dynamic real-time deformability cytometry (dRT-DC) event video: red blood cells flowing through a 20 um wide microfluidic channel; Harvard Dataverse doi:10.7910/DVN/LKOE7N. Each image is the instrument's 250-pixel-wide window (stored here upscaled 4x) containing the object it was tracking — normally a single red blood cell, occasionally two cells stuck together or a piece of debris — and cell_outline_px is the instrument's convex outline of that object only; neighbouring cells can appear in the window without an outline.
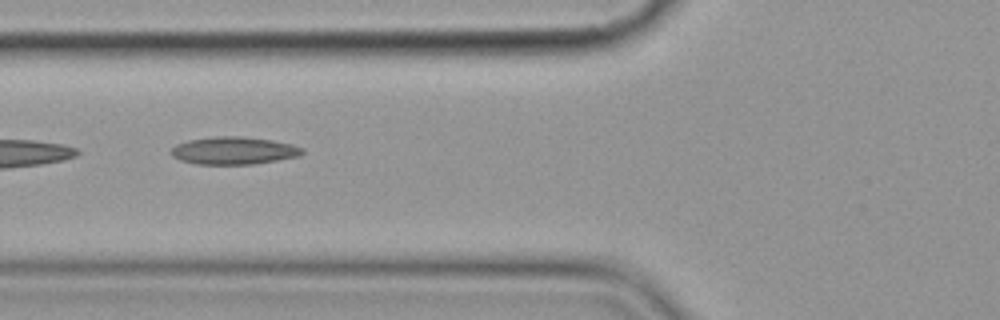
{"species": "common noctule bat (a hibernating species)", "species_latin": "Nyctalus noctula", "temperature_condition": "cold", "stored_images_in_passage": 10, "camera_frame_rate_fps": 3000, "um_per_image_px": 0.085, "animal": {"sex": "female", "body_mass_g": 19.9}, "frame": {"image": 1, "passage_image": 6, "time_ms": 6.667, "image_size_px": [1000, 320], "cell_outline_px": [[304, 152], [300, 156], [252, 164], [196, 164], [180, 160], [172, 156], [168, 152], [176, 144], [188, 140], [216, 136], [244, 136], [272, 140], [292, 144], [304, 148]], "centroid_in_image_um": [19.86, 12.79], "position_along_channel_um": 105.9, "area_um2": 21.21}}
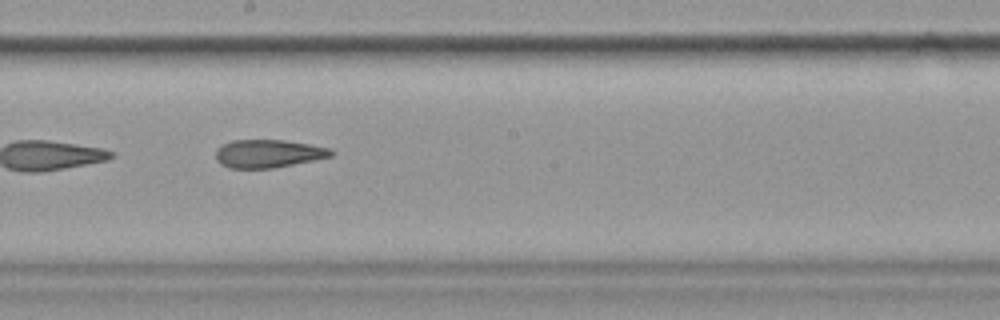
{"frame": {"image": 2, "passage_image": 9, "time_ms": 10.0, "image_size_px": [1000, 320], "cell_outline_px": [[336, 152], [332, 156], [272, 168], [228, 168], [220, 164], [216, 160], [216, 148], [232, 140], [284, 140], [308, 144], [328, 148]], "centroid_in_image_um": [22.76, 13.05], "position_along_channel_um": 225.4, "area_um2": 18.73}}